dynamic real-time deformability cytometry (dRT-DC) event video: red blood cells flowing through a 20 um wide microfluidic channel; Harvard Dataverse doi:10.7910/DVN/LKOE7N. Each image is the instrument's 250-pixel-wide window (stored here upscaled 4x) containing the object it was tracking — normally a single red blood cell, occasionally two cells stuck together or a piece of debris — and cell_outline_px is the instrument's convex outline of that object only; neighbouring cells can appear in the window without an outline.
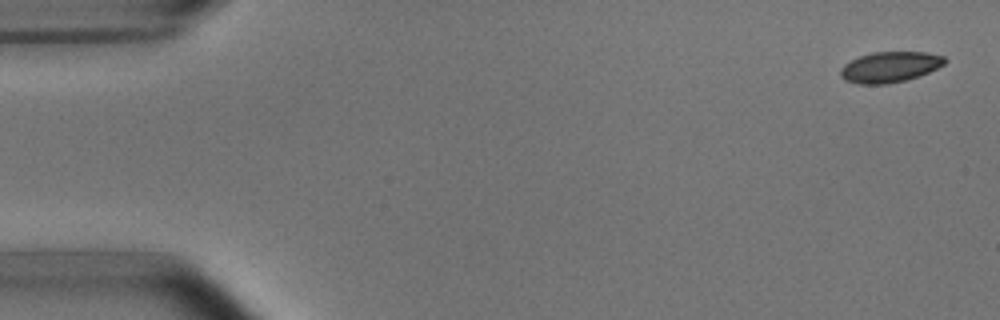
{"species": "common noctule bat (a hibernating species)", "species_latin": "Nyctalus noctula", "temperature_condition": "room temperature", "stored_images_in_passage": 5, "camera_frame_rate_fps": 3000, "um_per_image_px": 0.085, "animal": {"sex": "male", "body_mass_g": 15.6}, "frame": {"image": 1, "passage_image": 1, "time_ms": 0.0, "image_size_px": [1000, 320], "cell_outline_px": [[948, 60], [944, 64], [928, 72], [904, 80], [888, 84], [860, 84], [844, 80], [840, 76], [840, 68], [844, 64], [860, 56], [872, 52], [924, 52], [944, 56]], "centroid_in_image_um": [75.61, 5.69], "position_along_channel_um": 9.4, "area_um2": 18.5}}
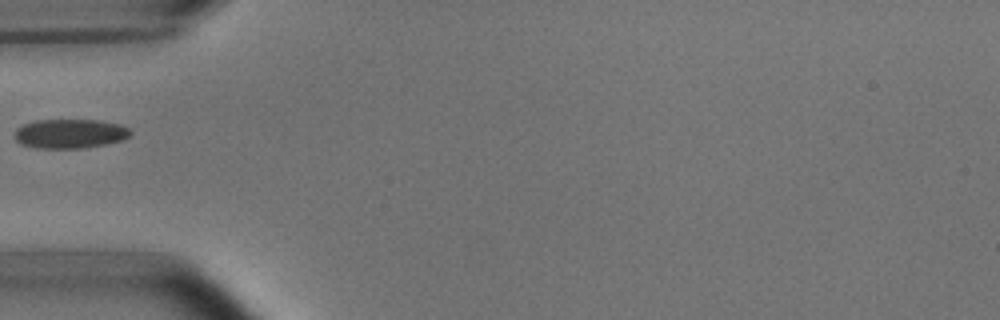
{"frame": {"image": 2, "passage_image": 5, "time_ms": 5.333, "image_size_px": [1000, 320], "cell_outline_px": [[132, 132], [124, 140], [84, 148], [36, 148], [20, 144], [12, 136], [12, 132], [20, 124], [36, 120], [100, 120], [120, 124], [128, 128]], "centroid_in_image_um": [5.88, 11.35], "position_along_channel_um": 79.1, "area_um2": 20.11}}